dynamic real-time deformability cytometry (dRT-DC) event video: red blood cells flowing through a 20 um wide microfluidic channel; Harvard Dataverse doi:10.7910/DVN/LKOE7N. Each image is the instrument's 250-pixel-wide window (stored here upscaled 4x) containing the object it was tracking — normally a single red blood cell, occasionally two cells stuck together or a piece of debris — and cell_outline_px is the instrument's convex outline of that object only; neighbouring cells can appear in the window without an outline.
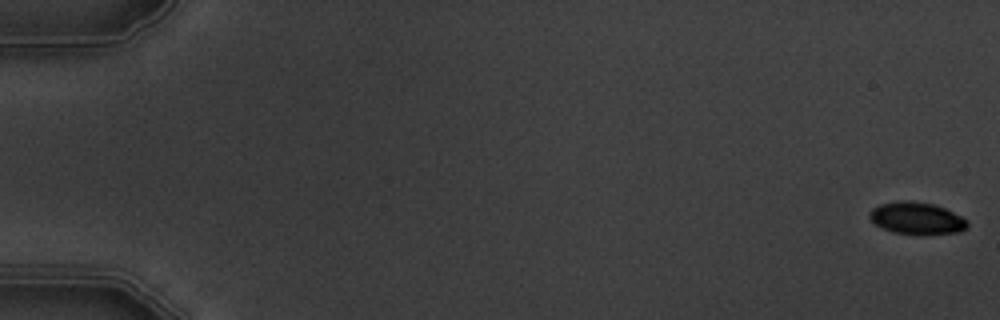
{"species": "common noctule bat (a hibernating species)", "species_latin": "Nyctalus noctula", "temperature_condition": "warm", "stored_images_in_passage": 7, "camera_frame_rate_fps": 3000, "um_per_image_px": 0.085, "animal": {"sex": "male", "body_mass_g": 19.5, "forearm_length_mm": 54.6}, "frame": {"image": 1, "passage_image": 1, "time_ms": 0.0, "image_size_px": [1000, 320], "cell_outline_px": [[968, 228], [960, 232], [920, 236], [892, 232], [876, 224], [868, 216], [868, 212], [872, 208], [880, 204], [896, 200], [912, 200], [932, 204], [944, 208], [968, 220]], "centroid_in_image_um": [77.92, 18.56], "position_along_channel_um": 7.1, "area_um2": 18.73}}